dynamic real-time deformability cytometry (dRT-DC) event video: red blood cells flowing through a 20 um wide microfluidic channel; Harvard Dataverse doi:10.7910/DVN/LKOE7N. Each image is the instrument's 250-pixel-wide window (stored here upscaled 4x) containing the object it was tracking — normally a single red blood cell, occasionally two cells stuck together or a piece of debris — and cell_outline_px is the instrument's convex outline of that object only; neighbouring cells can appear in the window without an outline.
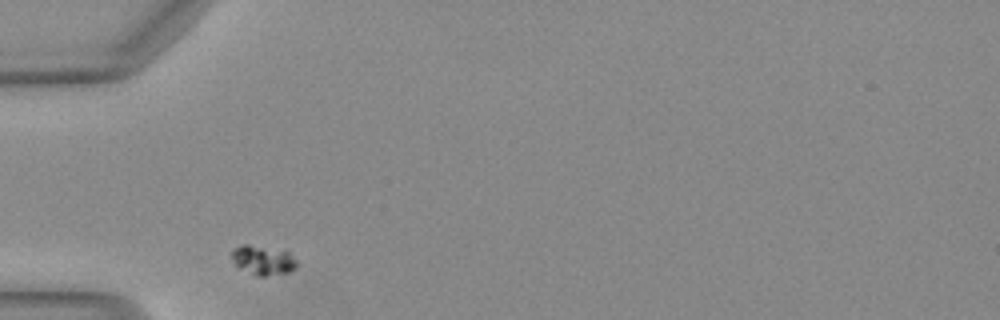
{"species": "Egyptian fruit bat (a non-hibernating species)", "species_latin": "Rousettus aegyptiacus", "temperature_condition": "warm", "stored_images_in_passage": 27, "camera_frame_rate_fps": 3000, "um_per_image_px": 0.085, "animal": {"sex": "female"}, "frame": {"image": 1, "passage_image": 1, "time_ms": 0.0, "image_size_px": [1000, 320], "cell_outline_px": [[296, 268], [288, 272], [264, 276], [256, 276], [236, 264], [232, 256], [232, 248], [240, 244], [248, 244], [288, 252], [296, 260]], "centroid_in_image_um": [22.35, 22.1], "position_along_channel_um": 62.7, "area_um2": 10.81}}
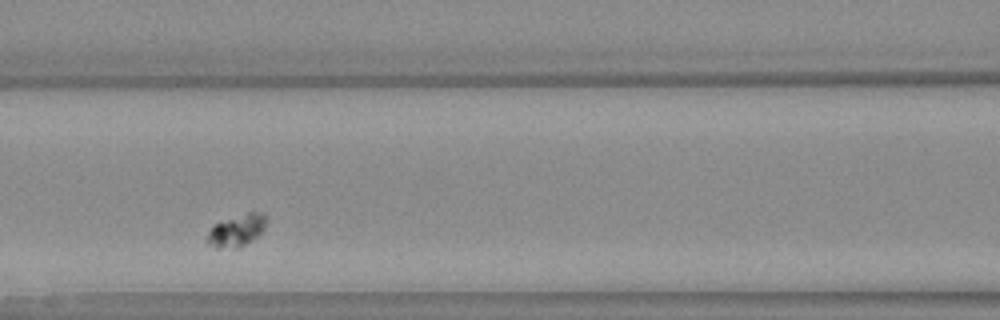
{"frame": {"image": 2, "passage_image": 8, "time_ms": 2.333, "image_size_px": [1000, 320], "cell_outline_px": [[264, 228], [252, 240], [240, 248], [216, 248], [208, 244], [204, 240], [212, 224], [248, 212], [264, 212]], "centroid_in_image_um": [20.04, 19.61], "position_along_channel_um": 146.6, "area_um2": 11.04}}
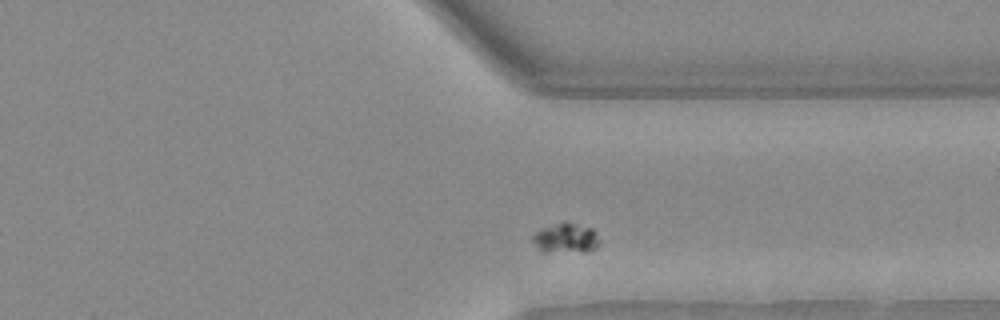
{"frame": {"image": 3, "passage_image": 25, "time_ms": 8.0, "image_size_px": [1000, 320], "cell_outline_px": [[600, 244], [596, 248], [588, 252], [540, 252], [532, 240], [532, 236], [536, 232], [544, 228], [560, 224], [572, 224], [592, 228], [600, 240]], "centroid_in_image_um": [48.12, 20.31], "position_along_channel_um": 363.3, "area_um2": 11.39}}